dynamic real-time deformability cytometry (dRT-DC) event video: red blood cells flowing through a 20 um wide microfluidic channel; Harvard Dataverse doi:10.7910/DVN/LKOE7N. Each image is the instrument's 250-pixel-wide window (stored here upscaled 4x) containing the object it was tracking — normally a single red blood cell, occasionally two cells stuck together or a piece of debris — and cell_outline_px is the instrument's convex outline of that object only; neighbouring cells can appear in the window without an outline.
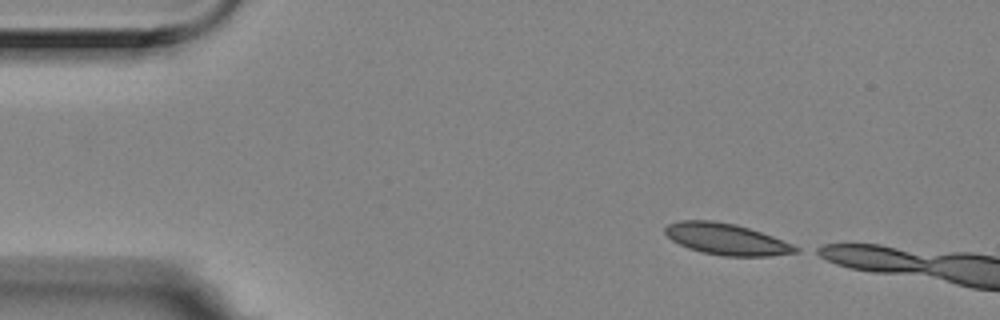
{"species": "Egyptian fruit bat (a non-hibernating species)", "species_latin": "Rousettus aegyptiacus", "temperature_condition": "room temperature", "stored_images_in_passage": 3, "camera_frame_rate_fps": 3000, "um_per_image_px": 0.085, "animal": {"sex": "female"}, "frame": {"image": 1, "passage_image": 1, "time_ms": 0.0, "image_size_px": [1000, 320], "cell_outline_px": [[800, 252], [768, 256], [724, 256], [700, 252], [688, 248], [672, 240], [664, 232], [664, 228], [668, 224], [680, 220], [712, 220], [736, 224], [772, 236], [792, 244], [800, 248]], "centroid_in_image_um": [61.73, 20.33], "position_along_channel_um": 23.3, "area_um2": 23.81}}